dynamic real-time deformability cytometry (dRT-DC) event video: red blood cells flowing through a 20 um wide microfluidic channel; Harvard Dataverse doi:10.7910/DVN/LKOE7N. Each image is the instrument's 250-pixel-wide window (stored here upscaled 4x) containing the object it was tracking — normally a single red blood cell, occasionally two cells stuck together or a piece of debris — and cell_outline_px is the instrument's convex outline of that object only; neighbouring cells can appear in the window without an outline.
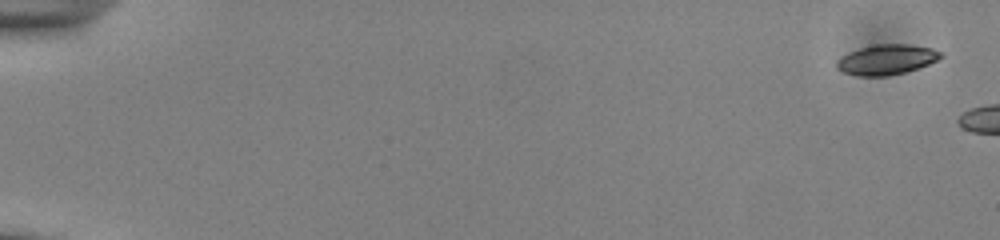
{"species": "common noctule bat (a hibernating species)", "species_latin": "Nyctalus noctula", "temperature_condition": "cold", "stored_images_in_passage": 5, "camera_frame_rate_fps": 3000, "um_per_image_px": 0.085, "animal": {"sex": "male", "body_mass_g": 13.0, "forearm_length_mm": 53.1}, "frame": {"image": 1, "passage_image": 1, "time_ms": 0.0, "image_size_px": [1000, 240], "cell_outline_px": [[944, 56], [928, 64], [904, 72], [884, 76], [856, 76], [844, 72], [836, 68], [836, 60], [860, 48], [876, 44], [908, 44], [932, 48], [944, 52]], "centroid_in_image_um": [75.38, 5.06], "position_along_channel_um": 9.6, "area_um2": 18.09}}